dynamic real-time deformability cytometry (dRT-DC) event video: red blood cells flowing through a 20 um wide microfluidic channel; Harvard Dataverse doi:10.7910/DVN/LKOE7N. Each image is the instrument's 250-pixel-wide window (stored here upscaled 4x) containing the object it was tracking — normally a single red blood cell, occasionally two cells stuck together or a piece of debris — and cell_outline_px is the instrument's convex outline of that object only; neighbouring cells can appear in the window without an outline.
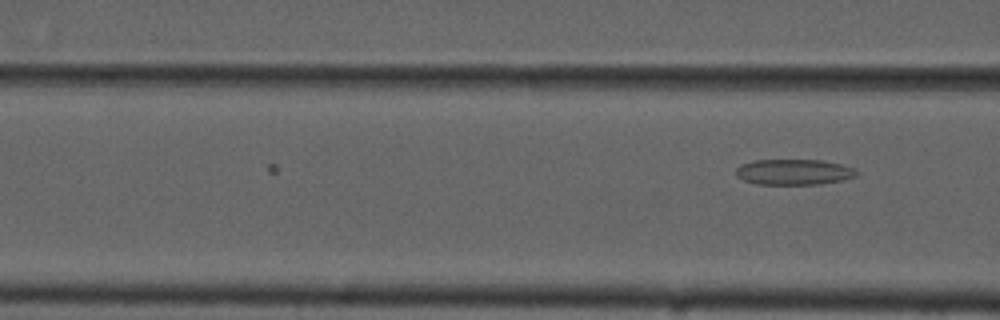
{"species": "common noctule bat (a hibernating species)", "species_latin": "Nyctalus noctula", "temperature_condition": "cold", "stored_images_in_passage": 5, "camera_frame_rate_fps": 3000, "um_per_image_px": 0.085, "animal": {"sex": "male", "forearm_length_mm": 52.5}, "frame": {"image": 1, "passage_image": 5, "time_ms": 1.333, "image_size_px": [1000, 320], "cell_outline_px": [[860, 172], [856, 176], [844, 180], [820, 184], [756, 184], [744, 180], [736, 176], [736, 168], [740, 164], [752, 160], [820, 160], [840, 164], [856, 168]], "centroid_in_image_um": [67.49, 14.62], "position_along_channel_um": 99.1, "area_um2": 18.21}}